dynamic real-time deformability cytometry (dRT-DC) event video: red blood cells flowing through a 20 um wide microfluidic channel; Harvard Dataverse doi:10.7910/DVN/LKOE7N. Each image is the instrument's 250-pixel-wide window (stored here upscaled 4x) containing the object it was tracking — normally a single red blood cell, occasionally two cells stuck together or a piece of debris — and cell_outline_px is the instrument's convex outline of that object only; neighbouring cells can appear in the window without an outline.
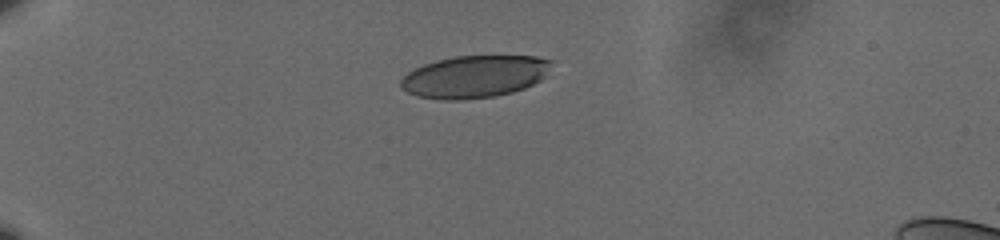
{"species": "human", "species_latin": "Homo sapiens", "temperature_condition": "cold", "stored_images_in_passage": 44, "camera_frame_rate_fps": 3000, "um_per_image_px": 0.085, "donor": {"sex": "male"}, "frame": {"image": 1, "passage_image": 1, "time_ms": 0.0, "image_size_px": [1000, 240], "cell_outline_px": [[552, 60], [544, 76], [540, 80], [524, 88], [512, 92], [496, 96], [460, 100], [444, 100], [416, 96], [400, 88], [400, 80], [408, 72], [424, 64], [436, 60], [456, 56], [536, 56]], "centroid_in_image_um": [40.3, 6.51], "position_along_channel_um": 44.7, "area_um2": 36.99}}
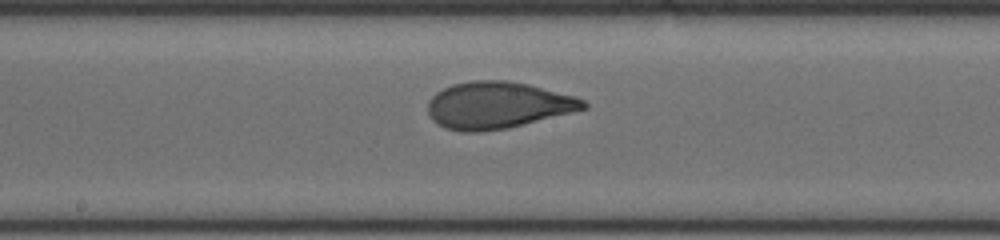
{"frame": {"image": 2, "passage_image": 19, "time_ms": 6.0, "image_size_px": [1000, 240], "cell_outline_px": [[588, 108], [508, 128], [476, 132], [460, 132], [444, 128], [436, 124], [432, 120], [428, 112], [428, 100], [436, 92], [452, 84], [472, 80], [508, 80], [528, 84], [572, 96], [584, 100], [588, 104]], "centroid_in_image_um": [42.25, 8.95], "position_along_channel_um": 206.0, "area_um2": 42.43}}
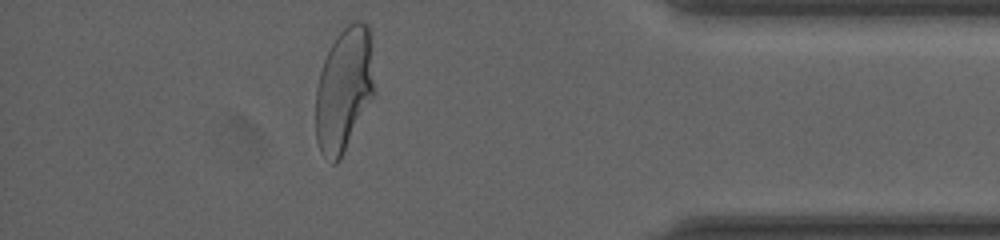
{"frame": {"image": 3, "passage_image": 38, "time_ms": 12.333, "image_size_px": [1000, 240], "cell_outline_px": [[376, 92], [340, 160], [336, 164], [332, 164], [320, 152], [316, 140], [316, 88], [320, 72], [324, 60], [336, 36], [348, 24], [356, 20], [360, 20], [368, 24]], "centroid_in_image_um": [29.25, 7.64], "position_along_channel_um": 406.0, "area_um2": 42.66}, "authors_computed_cell_mechanics": {"area_um2": 41.9628, "velocity_mm_per_s": 3.5809, "shape_relaxation_time_tau1_ms": 4.8836, "shape_relaxation_time_tau2_ms": null, "deformation_change_tau1": 0.1927, "deformation_change_tau2": null}}